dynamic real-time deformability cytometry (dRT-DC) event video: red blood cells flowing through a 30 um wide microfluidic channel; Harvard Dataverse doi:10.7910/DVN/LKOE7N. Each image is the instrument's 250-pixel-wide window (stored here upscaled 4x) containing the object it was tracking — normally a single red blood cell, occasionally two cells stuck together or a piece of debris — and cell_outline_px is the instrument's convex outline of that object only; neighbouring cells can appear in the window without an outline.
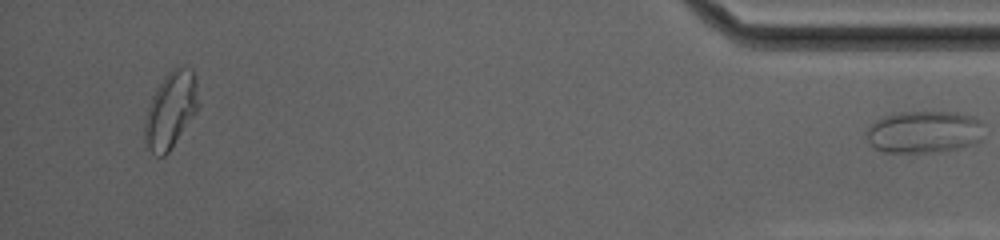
{"species": "common noctule bat (a hibernating species)", "species_latin": "Nyctalus noctula", "temperature_condition": "cold", "stored_images_in_passage": 31, "segment_of_instrument_passage": [2, 2], "camera_frame_rate_fps": 3000, "um_per_image_px": 0.085, "animal": {"sex": "female", "body_mass_g": 20.0, "forearm_length_mm": 54.0}, "frame": {"image": 1, "passage_image": 31, "time_ms": 10.0, "image_size_px": [1000, 240], "cell_outline_px": [[984, 124], [980, 140], [972, 144], [960, 148], [936, 152], [884, 152], [876, 148], [868, 140], [864, 132], [876, 120], [884, 116], [896, 112], [956, 112], [972, 116], [980, 120]], "centroid_in_image_um": [78.55, 11.2], "position_along_channel_um": 356.6, "area_um2": 29.02}}